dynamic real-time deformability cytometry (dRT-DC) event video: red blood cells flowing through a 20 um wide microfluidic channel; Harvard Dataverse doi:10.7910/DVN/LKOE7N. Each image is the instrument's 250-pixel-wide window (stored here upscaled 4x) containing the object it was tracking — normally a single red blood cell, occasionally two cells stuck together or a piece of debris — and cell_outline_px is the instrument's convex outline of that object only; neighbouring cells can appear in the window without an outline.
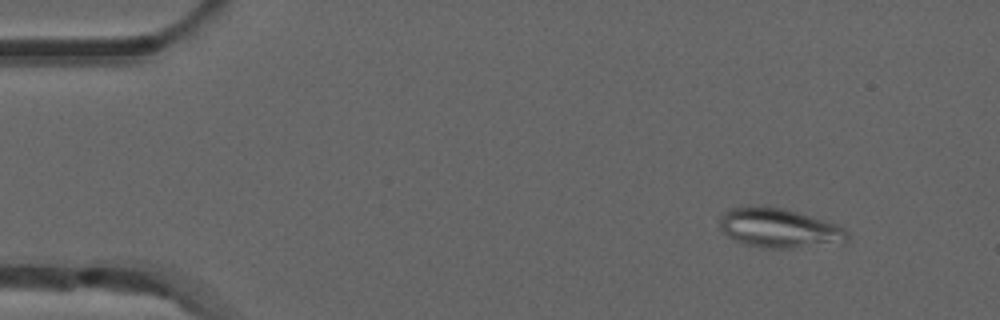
{"species": "common noctule bat (a hibernating species)", "species_latin": "Nyctalus noctula", "temperature_condition": "room temperature", "stored_images_in_passage": 6, "camera_frame_rate_fps": 3000, "um_per_image_px": 0.085, "animal": {"sex": "male", "forearm_length_mm": 52.5}, "frame": {"image": 1, "passage_image": 2, "time_ms": 0.333, "image_size_px": [1000, 320], "cell_outline_px": [[848, 240], [844, 244], [792, 248], [760, 248], [744, 244], [728, 236], [720, 228], [720, 220], [724, 212], [732, 208], [764, 204], [784, 208], [836, 224], [844, 228], [848, 232]], "centroid_in_image_um": [66.26, 19.39], "position_along_channel_um": 18.7, "area_um2": 29.71}}